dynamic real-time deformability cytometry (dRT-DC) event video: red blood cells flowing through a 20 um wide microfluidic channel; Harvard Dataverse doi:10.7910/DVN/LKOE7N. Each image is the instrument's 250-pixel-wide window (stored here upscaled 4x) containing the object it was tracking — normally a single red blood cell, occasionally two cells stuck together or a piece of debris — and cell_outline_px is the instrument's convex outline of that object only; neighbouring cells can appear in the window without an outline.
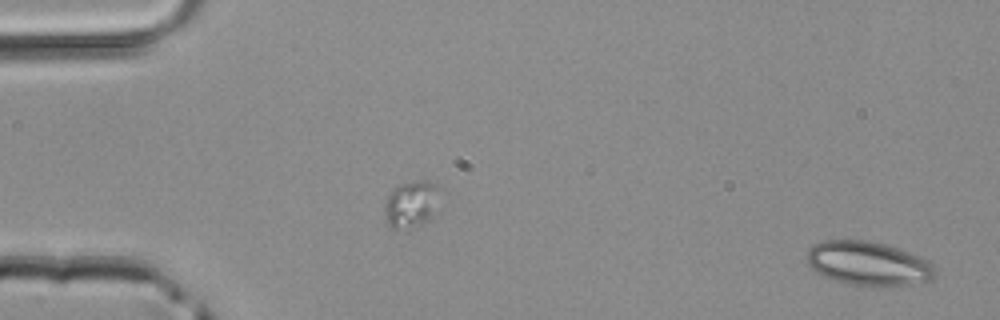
{"species": "common noctule bat (a hibernating species)", "species_latin": "Nyctalus noctula", "temperature_condition": "room temperature", "stored_images_in_passage": 2, "segment_of_instrument_passage": [2, 2], "camera_frame_rate_fps": 3000, "um_per_image_px": 0.085, "animal": {"sex": "male", "body_mass_g": 20.4}, "frame": {"image": 1, "passage_image": 2, "time_ms": 0.333, "image_size_px": [1000, 320], "cell_outline_px": [[936, 276], [932, 280], [924, 284], [848, 284], [824, 276], [812, 268], [804, 260], [804, 256], [808, 248], [824, 240], [864, 240], [884, 244], [900, 248], [920, 256], [936, 264]], "centroid_in_image_um": [73.84, 22.37], "position_along_channel_um": 11.2, "area_um2": 32.95}}